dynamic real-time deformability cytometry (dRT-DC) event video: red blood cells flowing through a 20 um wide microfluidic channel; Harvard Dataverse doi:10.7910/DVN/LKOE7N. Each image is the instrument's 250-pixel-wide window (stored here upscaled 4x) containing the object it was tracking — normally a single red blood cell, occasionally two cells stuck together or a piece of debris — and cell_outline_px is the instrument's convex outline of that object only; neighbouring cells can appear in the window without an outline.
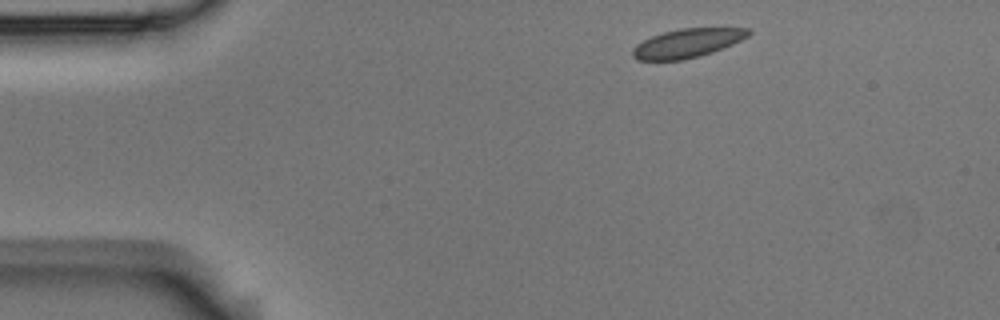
{"species": "Egyptian fruit bat (a non-hibernating species)", "species_latin": "Rousettus aegyptiacus", "temperature_condition": "room temperature", "stored_images_in_passage": 3, "camera_frame_rate_fps": 3000, "um_per_image_px": 0.085, "animal": {"sex": "male"}, "frame": {"image": 1, "passage_image": 1, "time_ms": 0.0, "image_size_px": [1000, 320], "cell_outline_px": [[752, 32], [748, 36], [732, 44], [712, 52], [700, 56], [684, 60], [636, 60], [632, 56], [632, 48], [636, 44], [652, 36], [664, 32], [680, 28], [752, 28]], "centroid_in_image_um": [58.41, 3.67], "position_along_channel_um": 26.6, "area_um2": 19.48}}